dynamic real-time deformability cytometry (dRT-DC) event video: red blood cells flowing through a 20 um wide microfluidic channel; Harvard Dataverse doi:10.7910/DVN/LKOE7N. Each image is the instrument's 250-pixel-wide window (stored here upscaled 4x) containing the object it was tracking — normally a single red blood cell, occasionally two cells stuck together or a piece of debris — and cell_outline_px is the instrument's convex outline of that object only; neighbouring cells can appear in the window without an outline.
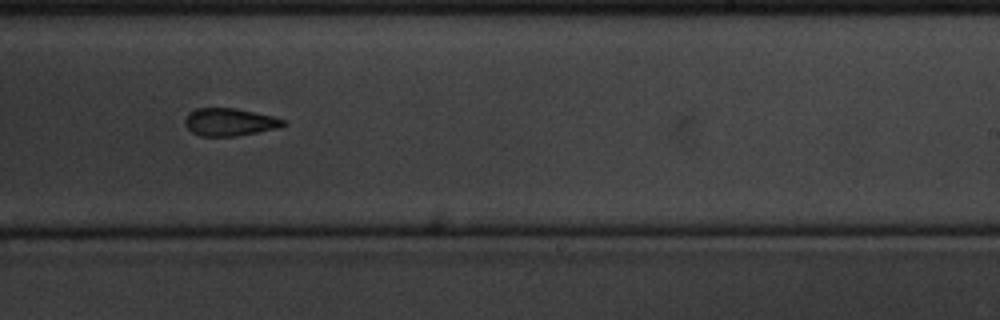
{"species": "common noctule bat (a hibernating species)", "species_latin": "Nyctalus noctula", "temperature_condition": "cold", "stored_images_in_passage": 16, "camera_frame_rate_fps": 3000, "um_per_image_px": 0.085, "animal": {"sex": "male", "body_mass_g": 20.1, "forearm_length_mm": 53.5}, "frame": {"image": 1, "passage_image": 10, "time_ms": 3.0, "image_size_px": [1000, 320], "cell_outline_px": [[288, 124], [276, 128], [236, 136], [200, 136], [192, 132], [184, 124], [184, 120], [188, 112], [196, 108], [236, 108], [272, 116], [284, 120]], "centroid_in_image_um": [19.47, 10.37], "position_along_channel_um": 269.5, "area_um2": 15.78}}
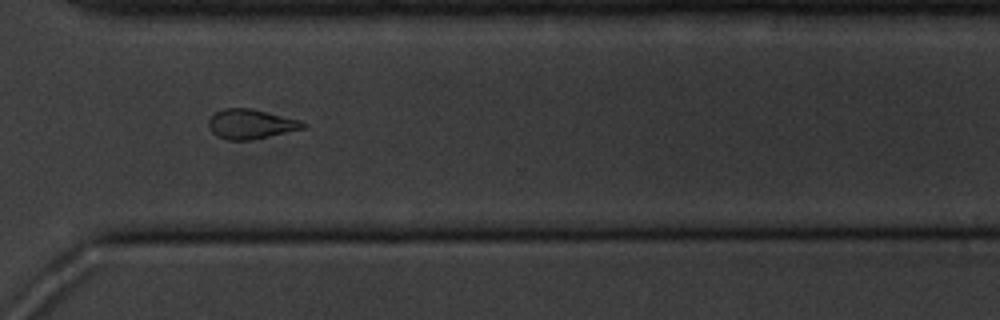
{"frame": {"image": 2, "passage_image": 12, "time_ms": 3.667, "image_size_px": [1000, 320], "cell_outline_px": [[308, 124], [304, 128], [252, 140], [228, 140], [216, 136], [212, 132], [208, 124], [208, 120], [216, 112], [224, 108], [248, 108], [300, 120]], "centroid_in_image_um": [21.3, 10.55], "position_along_channel_um": 349.3, "area_um2": 16.13}}